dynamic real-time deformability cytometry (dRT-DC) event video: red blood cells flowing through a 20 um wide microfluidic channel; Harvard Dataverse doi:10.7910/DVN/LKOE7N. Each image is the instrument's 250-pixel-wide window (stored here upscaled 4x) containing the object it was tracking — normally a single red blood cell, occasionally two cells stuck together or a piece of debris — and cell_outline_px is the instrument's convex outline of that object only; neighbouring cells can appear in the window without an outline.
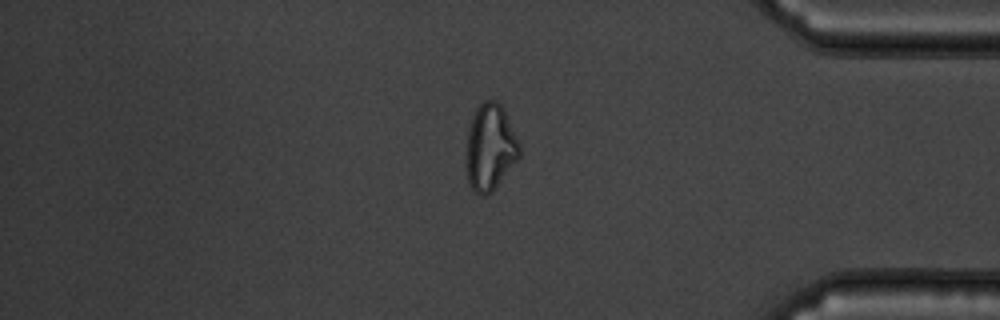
{"species": "common noctule bat (a hibernating species)", "species_latin": "Nyctalus noctula", "temperature_condition": "warm", "stored_images_in_passage": 53, "camera_frame_rate_fps": 3000, "um_per_image_px": 0.085, "animal": {"sex": "male", "body_mass_g": 19.5, "forearm_length_mm": 54.6}, "frame": {"image": 1, "passage_image": 46, "time_ms": 15.0, "image_size_px": [1000, 320], "cell_outline_px": [[520, 156], [492, 192], [484, 196], [480, 196], [468, 184], [468, 128], [476, 108], [484, 100], [496, 100], [504, 108], [520, 144]], "centroid_in_image_um": [41.69, 12.51], "position_along_channel_um": 393.5, "area_um2": 26.47}, "authors_computed_cell_mechanics": {"area_um2": 27.744, "velocity_mm_per_s": 3.7375, "shape_relaxation_time_tau1_ms": null, "shape_relaxation_time_tau2_ms": 1.0821, "deformation_change_tau1": null, "deformation_change_tau2": 0.0945}}